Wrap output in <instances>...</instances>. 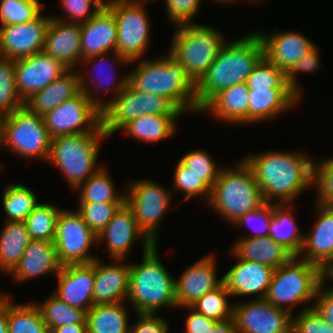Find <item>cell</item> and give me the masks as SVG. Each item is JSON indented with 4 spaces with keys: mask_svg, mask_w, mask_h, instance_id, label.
<instances>
[{
    "mask_svg": "<svg viewBox=\"0 0 333 333\" xmlns=\"http://www.w3.org/2000/svg\"><path fill=\"white\" fill-rule=\"evenodd\" d=\"M242 158L251 167L265 202L293 204L312 187L313 161L302 152L272 150Z\"/></svg>",
    "mask_w": 333,
    "mask_h": 333,
    "instance_id": "obj_1",
    "label": "cell"
},
{
    "mask_svg": "<svg viewBox=\"0 0 333 333\" xmlns=\"http://www.w3.org/2000/svg\"><path fill=\"white\" fill-rule=\"evenodd\" d=\"M264 57V47L256 32L227 40L207 72L196 83L197 112L220 91L246 82Z\"/></svg>",
    "mask_w": 333,
    "mask_h": 333,
    "instance_id": "obj_2",
    "label": "cell"
},
{
    "mask_svg": "<svg viewBox=\"0 0 333 333\" xmlns=\"http://www.w3.org/2000/svg\"><path fill=\"white\" fill-rule=\"evenodd\" d=\"M141 61L128 73V84L137 92L167 98L183 113L197 114L196 83L169 52Z\"/></svg>",
    "mask_w": 333,
    "mask_h": 333,
    "instance_id": "obj_3",
    "label": "cell"
},
{
    "mask_svg": "<svg viewBox=\"0 0 333 333\" xmlns=\"http://www.w3.org/2000/svg\"><path fill=\"white\" fill-rule=\"evenodd\" d=\"M155 244L143 253L142 262L130 264V289L127 297L136 314H156L162 307H176V284L159 258Z\"/></svg>",
    "mask_w": 333,
    "mask_h": 333,
    "instance_id": "obj_4",
    "label": "cell"
},
{
    "mask_svg": "<svg viewBox=\"0 0 333 333\" xmlns=\"http://www.w3.org/2000/svg\"><path fill=\"white\" fill-rule=\"evenodd\" d=\"M235 165L222 167L207 203L232 225L265 203L251 167L241 158Z\"/></svg>",
    "mask_w": 333,
    "mask_h": 333,
    "instance_id": "obj_5",
    "label": "cell"
},
{
    "mask_svg": "<svg viewBox=\"0 0 333 333\" xmlns=\"http://www.w3.org/2000/svg\"><path fill=\"white\" fill-rule=\"evenodd\" d=\"M321 277V269L298 256L275 269L265 300L278 309L293 315V309L305 303L314 307ZM306 303H310L307 305ZM294 307V308H293Z\"/></svg>",
    "mask_w": 333,
    "mask_h": 333,
    "instance_id": "obj_6",
    "label": "cell"
},
{
    "mask_svg": "<svg viewBox=\"0 0 333 333\" xmlns=\"http://www.w3.org/2000/svg\"><path fill=\"white\" fill-rule=\"evenodd\" d=\"M106 133H77L55 137L51 141L49 163L58 168L70 188L76 190L99 168L98 156L101 140Z\"/></svg>",
    "mask_w": 333,
    "mask_h": 333,
    "instance_id": "obj_7",
    "label": "cell"
},
{
    "mask_svg": "<svg viewBox=\"0 0 333 333\" xmlns=\"http://www.w3.org/2000/svg\"><path fill=\"white\" fill-rule=\"evenodd\" d=\"M220 31L209 25L189 24L177 26L168 52L184 67L197 83L227 42Z\"/></svg>",
    "mask_w": 333,
    "mask_h": 333,
    "instance_id": "obj_8",
    "label": "cell"
},
{
    "mask_svg": "<svg viewBox=\"0 0 333 333\" xmlns=\"http://www.w3.org/2000/svg\"><path fill=\"white\" fill-rule=\"evenodd\" d=\"M3 142L22 158L48 162L52 138L43 117L31 113L25 106L1 117Z\"/></svg>",
    "mask_w": 333,
    "mask_h": 333,
    "instance_id": "obj_9",
    "label": "cell"
},
{
    "mask_svg": "<svg viewBox=\"0 0 333 333\" xmlns=\"http://www.w3.org/2000/svg\"><path fill=\"white\" fill-rule=\"evenodd\" d=\"M102 129L109 137L142 115H182L167 98L137 92L129 84L102 111Z\"/></svg>",
    "mask_w": 333,
    "mask_h": 333,
    "instance_id": "obj_10",
    "label": "cell"
},
{
    "mask_svg": "<svg viewBox=\"0 0 333 333\" xmlns=\"http://www.w3.org/2000/svg\"><path fill=\"white\" fill-rule=\"evenodd\" d=\"M126 189L125 203L133 211L138 227L154 244H158L160 222L171 207L173 193L150 180H130Z\"/></svg>",
    "mask_w": 333,
    "mask_h": 333,
    "instance_id": "obj_11",
    "label": "cell"
},
{
    "mask_svg": "<svg viewBox=\"0 0 333 333\" xmlns=\"http://www.w3.org/2000/svg\"><path fill=\"white\" fill-rule=\"evenodd\" d=\"M105 5L117 24V53L130 64L139 62L150 44V24L145 5L111 0ZM139 59V60H138Z\"/></svg>",
    "mask_w": 333,
    "mask_h": 333,
    "instance_id": "obj_12",
    "label": "cell"
},
{
    "mask_svg": "<svg viewBox=\"0 0 333 333\" xmlns=\"http://www.w3.org/2000/svg\"><path fill=\"white\" fill-rule=\"evenodd\" d=\"M51 138L77 133H105L102 129V113L80 91L43 116Z\"/></svg>",
    "mask_w": 333,
    "mask_h": 333,
    "instance_id": "obj_13",
    "label": "cell"
},
{
    "mask_svg": "<svg viewBox=\"0 0 333 333\" xmlns=\"http://www.w3.org/2000/svg\"><path fill=\"white\" fill-rule=\"evenodd\" d=\"M54 245L59 262L68 264H87L97 256H91L90 248L97 245V235L84 222L77 211L62 209L57 219Z\"/></svg>",
    "mask_w": 333,
    "mask_h": 333,
    "instance_id": "obj_14",
    "label": "cell"
},
{
    "mask_svg": "<svg viewBox=\"0 0 333 333\" xmlns=\"http://www.w3.org/2000/svg\"><path fill=\"white\" fill-rule=\"evenodd\" d=\"M265 299L233 304L232 318L237 333H292V317Z\"/></svg>",
    "mask_w": 333,
    "mask_h": 333,
    "instance_id": "obj_15",
    "label": "cell"
},
{
    "mask_svg": "<svg viewBox=\"0 0 333 333\" xmlns=\"http://www.w3.org/2000/svg\"><path fill=\"white\" fill-rule=\"evenodd\" d=\"M50 21L40 14L26 23L0 25V56L17 60L42 52Z\"/></svg>",
    "mask_w": 333,
    "mask_h": 333,
    "instance_id": "obj_16",
    "label": "cell"
},
{
    "mask_svg": "<svg viewBox=\"0 0 333 333\" xmlns=\"http://www.w3.org/2000/svg\"><path fill=\"white\" fill-rule=\"evenodd\" d=\"M80 28L81 61L112 51L116 65H130L127 59L117 53V24L113 12L106 5L80 24Z\"/></svg>",
    "mask_w": 333,
    "mask_h": 333,
    "instance_id": "obj_17",
    "label": "cell"
},
{
    "mask_svg": "<svg viewBox=\"0 0 333 333\" xmlns=\"http://www.w3.org/2000/svg\"><path fill=\"white\" fill-rule=\"evenodd\" d=\"M142 242L143 253L155 244L138 227L133 211L124 203L97 235V244L105 242L111 259H125L135 241Z\"/></svg>",
    "mask_w": 333,
    "mask_h": 333,
    "instance_id": "obj_18",
    "label": "cell"
},
{
    "mask_svg": "<svg viewBox=\"0 0 333 333\" xmlns=\"http://www.w3.org/2000/svg\"><path fill=\"white\" fill-rule=\"evenodd\" d=\"M68 70L69 68L62 62L43 51L17 59L15 60L17 91L25 102L34 93L47 87Z\"/></svg>",
    "mask_w": 333,
    "mask_h": 333,
    "instance_id": "obj_19",
    "label": "cell"
},
{
    "mask_svg": "<svg viewBox=\"0 0 333 333\" xmlns=\"http://www.w3.org/2000/svg\"><path fill=\"white\" fill-rule=\"evenodd\" d=\"M216 262L213 253L205 255L175 279L177 307L193 305L206 293L223 283V278L219 279L217 276Z\"/></svg>",
    "mask_w": 333,
    "mask_h": 333,
    "instance_id": "obj_20",
    "label": "cell"
},
{
    "mask_svg": "<svg viewBox=\"0 0 333 333\" xmlns=\"http://www.w3.org/2000/svg\"><path fill=\"white\" fill-rule=\"evenodd\" d=\"M230 253L237 262L222 278L231 297L254 295V299H264L275 269L257 262L239 259L231 250Z\"/></svg>",
    "mask_w": 333,
    "mask_h": 333,
    "instance_id": "obj_21",
    "label": "cell"
},
{
    "mask_svg": "<svg viewBox=\"0 0 333 333\" xmlns=\"http://www.w3.org/2000/svg\"><path fill=\"white\" fill-rule=\"evenodd\" d=\"M94 261L87 264H68L62 266L58 279V288L54 295L70 307L88 311L94 306Z\"/></svg>",
    "mask_w": 333,
    "mask_h": 333,
    "instance_id": "obj_22",
    "label": "cell"
},
{
    "mask_svg": "<svg viewBox=\"0 0 333 333\" xmlns=\"http://www.w3.org/2000/svg\"><path fill=\"white\" fill-rule=\"evenodd\" d=\"M264 47V57L285 73L316 46L310 39L297 31H276L273 34L255 31Z\"/></svg>",
    "mask_w": 333,
    "mask_h": 333,
    "instance_id": "obj_23",
    "label": "cell"
},
{
    "mask_svg": "<svg viewBox=\"0 0 333 333\" xmlns=\"http://www.w3.org/2000/svg\"><path fill=\"white\" fill-rule=\"evenodd\" d=\"M112 260L109 264L103 263L100 258L94 260V305L127 300L130 289V263L126 264L124 259Z\"/></svg>",
    "mask_w": 333,
    "mask_h": 333,
    "instance_id": "obj_24",
    "label": "cell"
},
{
    "mask_svg": "<svg viewBox=\"0 0 333 333\" xmlns=\"http://www.w3.org/2000/svg\"><path fill=\"white\" fill-rule=\"evenodd\" d=\"M43 52L62 62L69 69L81 65L80 24L52 18L44 41Z\"/></svg>",
    "mask_w": 333,
    "mask_h": 333,
    "instance_id": "obj_25",
    "label": "cell"
},
{
    "mask_svg": "<svg viewBox=\"0 0 333 333\" xmlns=\"http://www.w3.org/2000/svg\"><path fill=\"white\" fill-rule=\"evenodd\" d=\"M316 205L314 227L304 235L298 257L322 270L333 259V207Z\"/></svg>",
    "mask_w": 333,
    "mask_h": 333,
    "instance_id": "obj_26",
    "label": "cell"
},
{
    "mask_svg": "<svg viewBox=\"0 0 333 333\" xmlns=\"http://www.w3.org/2000/svg\"><path fill=\"white\" fill-rule=\"evenodd\" d=\"M62 266L53 241L32 239L19 263L8 276L12 275L18 282L50 273L57 276Z\"/></svg>",
    "mask_w": 333,
    "mask_h": 333,
    "instance_id": "obj_27",
    "label": "cell"
},
{
    "mask_svg": "<svg viewBox=\"0 0 333 333\" xmlns=\"http://www.w3.org/2000/svg\"><path fill=\"white\" fill-rule=\"evenodd\" d=\"M224 123H249V87L246 82L218 92L201 110Z\"/></svg>",
    "mask_w": 333,
    "mask_h": 333,
    "instance_id": "obj_28",
    "label": "cell"
},
{
    "mask_svg": "<svg viewBox=\"0 0 333 333\" xmlns=\"http://www.w3.org/2000/svg\"><path fill=\"white\" fill-rule=\"evenodd\" d=\"M299 101L291 89H249V124L270 121L297 106Z\"/></svg>",
    "mask_w": 333,
    "mask_h": 333,
    "instance_id": "obj_29",
    "label": "cell"
},
{
    "mask_svg": "<svg viewBox=\"0 0 333 333\" xmlns=\"http://www.w3.org/2000/svg\"><path fill=\"white\" fill-rule=\"evenodd\" d=\"M81 91L79 72L69 69L47 87L34 93L25 101V107L34 114L43 116L62 102Z\"/></svg>",
    "mask_w": 333,
    "mask_h": 333,
    "instance_id": "obj_30",
    "label": "cell"
},
{
    "mask_svg": "<svg viewBox=\"0 0 333 333\" xmlns=\"http://www.w3.org/2000/svg\"><path fill=\"white\" fill-rule=\"evenodd\" d=\"M239 259L257 262L277 269L293 255L271 237H240L230 249Z\"/></svg>",
    "mask_w": 333,
    "mask_h": 333,
    "instance_id": "obj_31",
    "label": "cell"
},
{
    "mask_svg": "<svg viewBox=\"0 0 333 333\" xmlns=\"http://www.w3.org/2000/svg\"><path fill=\"white\" fill-rule=\"evenodd\" d=\"M109 53H104V54H100L98 56H94V57H89V58H86L84 60L81 61V65L83 63V65H89L91 63V66L93 65V69H96L99 67V71L98 70H93L92 72H90V76L88 78L85 77L86 73L84 72V75L82 74L83 72H79V76H80V88H81V91H83L89 98V100L96 106L98 107L101 111L113 100L115 99V97L126 87V85L128 84V74L126 73L124 76L122 77H119L118 80H115L114 81V77L115 75L112 73L113 71H109L108 70V73L110 72V74L107 73V79H105V67H103L104 65L107 64V59H106V56L108 55ZM98 61V62H97ZM105 61H106V64H105ZM94 62V63H93ZM97 62V63H96ZM102 62V64H101ZM98 66V67H95V66ZM108 66V64L106 65V67ZM111 66V65H110ZM104 69H103V68ZM112 67V66H111ZM111 67H108V68H111ZM106 70V71H107ZM101 71V72H100ZM94 72V73H93ZM95 73H98V74H95ZM103 73V74H102ZM95 74V75H94ZM105 74V75H104ZM91 77V79H89ZM104 77V78H103ZM86 78V79H85ZM94 78V79H92ZM109 78L111 81V83H109ZM91 80L90 82H92L94 80V82L91 83L87 80ZM106 80V87L104 88V90L102 91L103 95L106 94L107 92L109 91H113V97L109 100L104 101V100H100L102 98H99V96L94 95V91L91 89V86L92 88L94 89V86H95V89L97 90V92H99L100 88L102 89L103 88V83L105 82L104 80ZM108 80V81H107ZM89 82V83H88ZM90 85H88V84ZM115 84V85H114ZM88 85V86H87ZM111 86V87H110ZM100 87V88H99ZM112 88V89H111ZM93 91V92H91ZM94 95V96H93ZM96 96V97H95Z\"/></svg>",
    "mask_w": 333,
    "mask_h": 333,
    "instance_id": "obj_32",
    "label": "cell"
},
{
    "mask_svg": "<svg viewBox=\"0 0 333 333\" xmlns=\"http://www.w3.org/2000/svg\"><path fill=\"white\" fill-rule=\"evenodd\" d=\"M32 238L24 221H5L0 231V272L9 274L19 263Z\"/></svg>",
    "mask_w": 333,
    "mask_h": 333,
    "instance_id": "obj_33",
    "label": "cell"
},
{
    "mask_svg": "<svg viewBox=\"0 0 333 333\" xmlns=\"http://www.w3.org/2000/svg\"><path fill=\"white\" fill-rule=\"evenodd\" d=\"M291 204L273 203V213L270 221L269 237L276 243L282 245L293 256H299L304 235L299 231L296 216L292 214Z\"/></svg>",
    "mask_w": 333,
    "mask_h": 333,
    "instance_id": "obj_34",
    "label": "cell"
},
{
    "mask_svg": "<svg viewBox=\"0 0 333 333\" xmlns=\"http://www.w3.org/2000/svg\"><path fill=\"white\" fill-rule=\"evenodd\" d=\"M125 302L94 305L87 311V333H129V311Z\"/></svg>",
    "mask_w": 333,
    "mask_h": 333,
    "instance_id": "obj_35",
    "label": "cell"
},
{
    "mask_svg": "<svg viewBox=\"0 0 333 333\" xmlns=\"http://www.w3.org/2000/svg\"><path fill=\"white\" fill-rule=\"evenodd\" d=\"M182 115H142L125 124L119 131L146 143L167 140L177 129V118Z\"/></svg>",
    "mask_w": 333,
    "mask_h": 333,
    "instance_id": "obj_36",
    "label": "cell"
},
{
    "mask_svg": "<svg viewBox=\"0 0 333 333\" xmlns=\"http://www.w3.org/2000/svg\"><path fill=\"white\" fill-rule=\"evenodd\" d=\"M107 169L102 166L76 189L80 191L78 202L125 203V192L117 191Z\"/></svg>",
    "mask_w": 333,
    "mask_h": 333,
    "instance_id": "obj_37",
    "label": "cell"
},
{
    "mask_svg": "<svg viewBox=\"0 0 333 333\" xmlns=\"http://www.w3.org/2000/svg\"><path fill=\"white\" fill-rule=\"evenodd\" d=\"M0 294L7 296L8 333H51L34 303L17 305L8 293Z\"/></svg>",
    "mask_w": 333,
    "mask_h": 333,
    "instance_id": "obj_38",
    "label": "cell"
},
{
    "mask_svg": "<svg viewBox=\"0 0 333 333\" xmlns=\"http://www.w3.org/2000/svg\"><path fill=\"white\" fill-rule=\"evenodd\" d=\"M34 304L38 307L44 323L51 331L68 324H87L86 310L70 307L54 294L42 303L36 302Z\"/></svg>",
    "mask_w": 333,
    "mask_h": 333,
    "instance_id": "obj_39",
    "label": "cell"
},
{
    "mask_svg": "<svg viewBox=\"0 0 333 333\" xmlns=\"http://www.w3.org/2000/svg\"><path fill=\"white\" fill-rule=\"evenodd\" d=\"M2 196V208L6 213L5 221H24L39 204L33 190L21 183L7 184Z\"/></svg>",
    "mask_w": 333,
    "mask_h": 333,
    "instance_id": "obj_40",
    "label": "cell"
},
{
    "mask_svg": "<svg viewBox=\"0 0 333 333\" xmlns=\"http://www.w3.org/2000/svg\"><path fill=\"white\" fill-rule=\"evenodd\" d=\"M49 203H39L24 220L32 239L53 241L60 211Z\"/></svg>",
    "mask_w": 333,
    "mask_h": 333,
    "instance_id": "obj_41",
    "label": "cell"
},
{
    "mask_svg": "<svg viewBox=\"0 0 333 333\" xmlns=\"http://www.w3.org/2000/svg\"><path fill=\"white\" fill-rule=\"evenodd\" d=\"M15 80V60L0 56V117L24 107Z\"/></svg>",
    "mask_w": 333,
    "mask_h": 333,
    "instance_id": "obj_42",
    "label": "cell"
},
{
    "mask_svg": "<svg viewBox=\"0 0 333 333\" xmlns=\"http://www.w3.org/2000/svg\"><path fill=\"white\" fill-rule=\"evenodd\" d=\"M230 293L224 283L198 299L191 307L197 312L216 321L232 318L233 305L229 304Z\"/></svg>",
    "mask_w": 333,
    "mask_h": 333,
    "instance_id": "obj_43",
    "label": "cell"
},
{
    "mask_svg": "<svg viewBox=\"0 0 333 333\" xmlns=\"http://www.w3.org/2000/svg\"><path fill=\"white\" fill-rule=\"evenodd\" d=\"M45 8L39 0H0L1 25L22 24L34 20Z\"/></svg>",
    "mask_w": 333,
    "mask_h": 333,
    "instance_id": "obj_44",
    "label": "cell"
},
{
    "mask_svg": "<svg viewBox=\"0 0 333 333\" xmlns=\"http://www.w3.org/2000/svg\"><path fill=\"white\" fill-rule=\"evenodd\" d=\"M173 176V190L184 193V201L194 197H203L208 203L211 196V188L200 179V176L187 168L180 160L176 163Z\"/></svg>",
    "mask_w": 333,
    "mask_h": 333,
    "instance_id": "obj_45",
    "label": "cell"
},
{
    "mask_svg": "<svg viewBox=\"0 0 333 333\" xmlns=\"http://www.w3.org/2000/svg\"><path fill=\"white\" fill-rule=\"evenodd\" d=\"M249 89H290L286 82V74L280 68L263 57L247 77Z\"/></svg>",
    "mask_w": 333,
    "mask_h": 333,
    "instance_id": "obj_46",
    "label": "cell"
},
{
    "mask_svg": "<svg viewBox=\"0 0 333 333\" xmlns=\"http://www.w3.org/2000/svg\"><path fill=\"white\" fill-rule=\"evenodd\" d=\"M76 210L89 228L98 235L124 203L78 202Z\"/></svg>",
    "mask_w": 333,
    "mask_h": 333,
    "instance_id": "obj_47",
    "label": "cell"
},
{
    "mask_svg": "<svg viewBox=\"0 0 333 333\" xmlns=\"http://www.w3.org/2000/svg\"><path fill=\"white\" fill-rule=\"evenodd\" d=\"M179 160L192 172L200 176V179L212 189L222 168H217L219 166L216 165L215 160L207 151L194 149L188 151Z\"/></svg>",
    "mask_w": 333,
    "mask_h": 333,
    "instance_id": "obj_48",
    "label": "cell"
},
{
    "mask_svg": "<svg viewBox=\"0 0 333 333\" xmlns=\"http://www.w3.org/2000/svg\"><path fill=\"white\" fill-rule=\"evenodd\" d=\"M312 187L318 192L316 204L333 207V158L313 162Z\"/></svg>",
    "mask_w": 333,
    "mask_h": 333,
    "instance_id": "obj_49",
    "label": "cell"
},
{
    "mask_svg": "<svg viewBox=\"0 0 333 333\" xmlns=\"http://www.w3.org/2000/svg\"><path fill=\"white\" fill-rule=\"evenodd\" d=\"M105 3L106 2L103 0H60L61 7L65 10L66 18L61 17V15L55 17L52 16V18L65 22L82 24L105 6Z\"/></svg>",
    "mask_w": 333,
    "mask_h": 333,
    "instance_id": "obj_50",
    "label": "cell"
},
{
    "mask_svg": "<svg viewBox=\"0 0 333 333\" xmlns=\"http://www.w3.org/2000/svg\"><path fill=\"white\" fill-rule=\"evenodd\" d=\"M295 317H292V333H333L329 324L315 308L306 309L305 305Z\"/></svg>",
    "mask_w": 333,
    "mask_h": 333,
    "instance_id": "obj_51",
    "label": "cell"
},
{
    "mask_svg": "<svg viewBox=\"0 0 333 333\" xmlns=\"http://www.w3.org/2000/svg\"><path fill=\"white\" fill-rule=\"evenodd\" d=\"M273 213V203L265 202L263 205H261L258 209H255L251 212L245 213L243 216H241L234 224L233 226L240 228L249 226L254 233L252 235H247L244 237H265L269 236V228H270V221ZM258 221L257 226L253 224ZM255 222V223H254ZM256 227V228H255Z\"/></svg>",
    "mask_w": 333,
    "mask_h": 333,
    "instance_id": "obj_52",
    "label": "cell"
},
{
    "mask_svg": "<svg viewBox=\"0 0 333 333\" xmlns=\"http://www.w3.org/2000/svg\"><path fill=\"white\" fill-rule=\"evenodd\" d=\"M319 48L316 46L312 49L308 54L304 55L303 58L294 63L289 70L285 73L286 74V82L288 83L290 89L299 97L301 98V88L298 83V74L299 73H313L320 69V57H319Z\"/></svg>",
    "mask_w": 333,
    "mask_h": 333,
    "instance_id": "obj_53",
    "label": "cell"
},
{
    "mask_svg": "<svg viewBox=\"0 0 333 333\" xmlns=\"http://www.w3.org/2000/svg\"><path fill=\"white\" fill-rule=\"evenodd\" d=\"M202 0H165L167 16L175 26L193 24ZM193 18V19H192Z\"/></svg>",
    "mask_w": 333,
    "mask_h": 333,
    "instance_id": "obj_54",
    "label": "cell"
},
{
    "mask_svg": "<svg viewBox=\"0 0 333 333\" xmlns=\"http://www.w3.org/2000/svg\"><path fill=\"white\" fill-rule=\"evenodd\" d=\"M137 322L132 323L129 333H169L168 322L156 314H136Z\"/></svg>",
    "mask_w": 333,
    "mask_h": 333,
    "instance_id": "obj_55",
    "label": "cell"
},
{
    "mask_svg": "<svg viewBox=\"0 0 333 333\" xmlns=\"http://www.w3.org/2000/svg\"><path fill=\"white\" fill-rule=\"evenodd\" d=\"M187 309V316L185 318L184 333H208L209 328L217 322L207 316L197 312L191 306L182 307Z\"/></svg>",
    "mask_w": 333,
    "mask_h": 333,
    "instance_id": "obj_56",
    "label": "cell"
},
{
    "mask_svg": "<svg viewBox=\"0 0 333 333\" xmlns=\"http://www.w3.org/2000/svg\"><path fill=\"white\" fill-rule=\"evenodd\" d=\"M315 301L314 307L333 326V286L325 289V282L321 280Z\"/></svg>",
    "mask_w": 333,
    "mask_h": 333,
    "instance_id": "obj_57",
    "label": "cell"
},
{
    "mask_svg": "<svg viewBox=\"0 0 333 333\" xmlns=\"http://www.w3.org/2000/svg\"><path fill=\"white\" fill-rule=\"evenodd\" d=\"M208 333H237L233 318L217 321Z\"/></svg>",
    "mask_w": 333,
    "mask_h": 333,
    "instance_id": "obj_58",
    "label": "cell"
},
{
    "mask_svg": "<svg viewBox=\"0 0 333 333\" xmlns=\"http://www.w3.org/2000/svg\"><path fill=\"white\" fill-rule=\"evenodd\" d=\"M0 333H8L7 296L0 294Z\"/></svg>",
    "mask_w": 333,
    "mask_h": 333,
    "instance_id": "obj_59",
    "label": "cell"
},
{
    "mask_svg": "<svg viewBox=\"0 0 333 333\" xmlns=\"http://www.w3.org/2000/svg\"><path fill=\"white\" fill-rule=\"evenodd\" d=\"M51 333H87V324H68L54 328Z\"/></svg>",
    "mask_w": 333,
    "mask_h": 333,
    "instance_id": "obj_60",
    "label": "cell"
},
{
    "mask_svg": "<svg viewBox=\"0 0 333 333\" xmlns=\"http://www.w3.org/2000/svg\"><path fill=\"white\" fill-rule=\"evenodd\" d=\"M321 277L324 282L330 278L333 280V259L321 270Z\"/></svg>",
    "mask_w": 333,
    "mask_h": 333,
    "instance_id": "obj_61",
    "label": "cell"
},
{
    "mask_svg": "<svg viewBox=\"0 0 333 333\" xmlns=\"http://www.w3.org/2000/svg\"><path fill=\"white\" fill-rule=\"evenodd\" d=\"M130 3H136V4H142V5H145V3L147 2H152V1H155V0H126Z\"/></svg>",
    "mask_w": 333,
    "mask_h": 333,
    "instance_id": "obj_62",
    "label": "cell"
},
{
    "mask_svg": "<svg viewBox=\"0 0 333 333\" xmlns=\"http://www.w3.org/2000/svg\"><path fill=\"white\" fill-rule=\"evenodd\" d=\"M3 145H4V142H3V133H2V121H1V117H0V146H3Z\"/></svg>",
    "mask_w": 333,
    "mask_h": 333,
    "instance_id": "obj_63",
    "label": "cell"
},
{
    "mask_svg": "<svg viewBox=\"0 0 333 333\" xmlns=\"http://www.w3.org/2000/svg\"><path fill=\"white\" fill-rule=\"evenodd\" d=\"M217 2H221V3H224V4H230V3H236L237 0H215ZM245 1V0H244Z\"/></svg>",
    "mask_w": 333,
    "mask_h": 333,
    "instance_id": "obj_64",
    "label": "cell"
},
{
    "mask_svg": "<svg viewBox=\"0 0 333 333\" xmlns=\"http://www.w3.org/2000/svg\"><path fill=\"white\" fill-rule=\"evenodd\" d=\"M247 1H248V0H247ZM251 1L254 2V3H255V2H262V1L264 2V0H249V3H250Z\"/></svg>",
    "mask_w": 333,
    "mask_h": 333,
    "instance_id": "obj_65",
    "label": "cell"
}]
</instances>
